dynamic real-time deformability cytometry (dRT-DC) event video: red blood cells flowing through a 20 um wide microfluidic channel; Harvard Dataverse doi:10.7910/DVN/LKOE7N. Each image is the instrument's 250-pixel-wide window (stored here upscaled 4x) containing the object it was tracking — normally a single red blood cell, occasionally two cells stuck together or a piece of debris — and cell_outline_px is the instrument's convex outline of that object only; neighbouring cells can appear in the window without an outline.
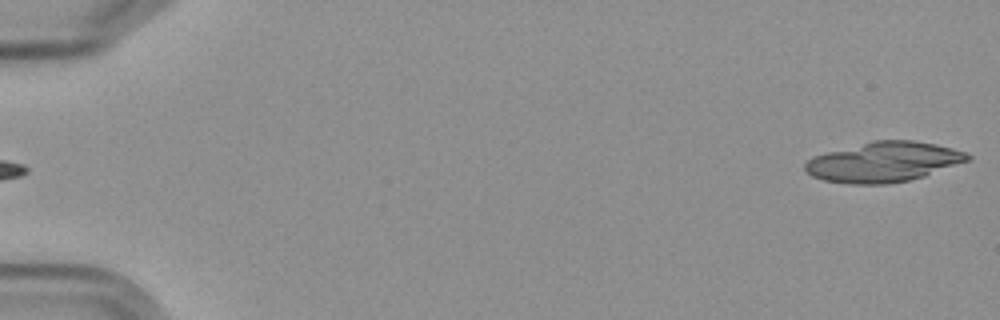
{"species": "Egyptian fruit bat (a non-hibernating species)", "species_latin": "Rousettus aegyptiacus", "temperature_condition": "cold", "stored_images_in_passage": 6, "segment_of_instrument_passage": [2, 2], "camera_frame_rate_fps": 3000, "um_per_image_px": 0.085, "frame": {"image": 1, "passage_image": 6, "time_ms": 6.667, "image_size_px": [1000, 320], "cell_outline_px": [[972, 156], [968, 160], [924, 176], [908, 180], [884, 184], [852, 184], [824, 180], [812, 176], [804, 172], [804, 164], [808, 160], [816, 156], [828, 152], [876, 140], [912, 140], [936, 144], [952, 148], [964, 152]], "centroid_in_image_um": [75.09, 13.77], "position_along_channel_um": 9.9, "area_um2": 37.34}}